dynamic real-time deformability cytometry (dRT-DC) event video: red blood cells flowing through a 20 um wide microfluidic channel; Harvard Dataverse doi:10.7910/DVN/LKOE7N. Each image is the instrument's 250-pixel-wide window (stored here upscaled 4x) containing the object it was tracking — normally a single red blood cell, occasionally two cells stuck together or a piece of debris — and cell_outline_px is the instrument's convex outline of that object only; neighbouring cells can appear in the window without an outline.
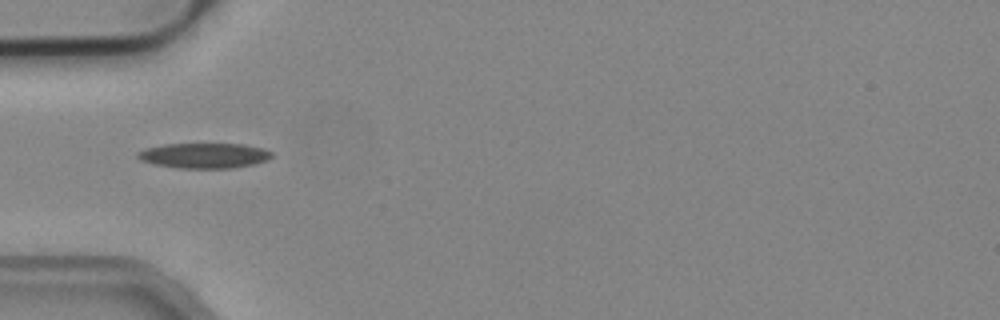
{"species": "common noctule bat (a hibernating species)", "species_latin": "Nyctalus noctula", "temperature_condition": "cold", "stored_images_in_passage": 7, "camera_frame_rate_fps": 3000, "um_per_image_px": 0.085, "animal": {"sex": "male", "body_mass_g": 19.2, "forearm_length_mm": 51.8}, "frame": {"image": 1, "passage_image": 1, "time_ms": 0.0, "image_size_px": [1000, 320], "cell_outline_px": [[272, 156], [268, 160], [252, 164], [232, 168], [176, 168], [152, 164], [140, 160], [136, 156], [136, 152], [144, 148], [164, 144], [244, 144], [264, 148], [272, 152]], "centroid_in_image_um": [17.32, 13.22], "position_along_channel_um": 67.7, "area_um2": 19.88}}